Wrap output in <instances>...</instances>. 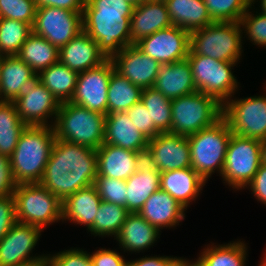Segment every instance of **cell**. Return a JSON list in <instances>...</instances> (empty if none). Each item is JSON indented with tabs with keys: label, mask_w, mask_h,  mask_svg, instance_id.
Here are the masks:
<instances>
[{
	"label": "cell",
	"mask_w": 266,
	"mask_h": 266,
	"mask_svg": "<svg viewBox=\"0 0 266 266\" xmlns=\"http://www.w3.org/2000/svg\"><path fill=\"white\" fill-rule=\"evenodd\" d=\"M97 171L96 150L56 138L40 184L63 202L94 185Z\"/></svg>",
	"instance_id": "6da1fadb"
},
{
	"label": "cell",
	"mask_w": 266,
	"mask_h": 266,
	"mask_svg": "<svg viewBox=\"0 0 266 266\" xmlns=\"http://www.w3.org/2000/svg\"><path fill=\"white\" fill-rule=\"evenodd\" d=\"M134 6L125 0H86L82 13L83 31L111 59L130 45V18Z\"/></svg>",
	"instance_id": "7a4b0ae2"
},
{
	"label": "cell",
	"mask_w": 266,
	"mask_h": 266,
	"mask_svg": "<svg viewBox=\"0 0 266 266\" xmlns=\"http://www.w3.org/2000/svg\"><path fill=\"white\" fill-rule=\"evenodd\" d=\"M55 139L53 126H26L10 157L17 184L40 183Z\"/></svg>",
	"instance_id": "3957f363"
},
{
	"label": "cell",
	"mask_w": 266,
	"mask_h": 266,
	"mask_svg": "<svg viewBox=\"0 0 266 266\" xmlns=\"http://www.w3.org/2000/svg\"><path fill=\"white\" fill-rule=\"evenodd\" d=\"M106 115L71 102L61 103L53 125L55 137L97 150L105 137Z\"/></svg>",
	"instance_id": "277c9868"
},
{
	"label": "cell",
	"mask_w": 266,
	"mask_h": 266,
	"mask_svg": "<svg viewBox=\"0 0 266 266\" xmlns=\"http://www.w3.org/2000/svg\"><path fill=\"white\" fill-rule=\"evenodd\" d=\"M232 132L222 117L208 128L187 137L190 144L191 168L205 182L217 171L221 176Z\"/></svg>",
	"instance_id": "5b68a950"
},
{
	"label": "cell",
	"mask_w": 266,
	"mask_h": 266,
	"mask_svg": "<svg viewBox=\"0 0 266 266\" xmlns=\"http://www.w3.org/2000/svg\"><path fill=\"white\" fill-rule=\"evenodd\" d=\"M242 37L239 22H213L190 33L188 55H203L223 62L238 63L243 51Z\"/></svg>",
	"instance_id": "8992f818"
},
{
	"label": "cell",
	"mask_w": 266,
	"mask_h": 266,
	"mask_svg": "<svg viewBox=\"0 0 266 266\" xmlns=\"http://www.w3.org/2000/svg\"><path fill=\"white\" fill-rule=\"evenodd\" d=\"M172 125L168 133L190 136L222 118L223 105L200 91L171 100Z\"/></svg>",
	"instance_id": "52a82bcc"
},
{
	"label": "cell",
	"mask_w": 266,
	"mask_h": 266,
	"mask_svg": "<svg viewBox=\"0 0 266 266\" xmlns=\"http://www.w3.org/2000/svg\"><path fill=\"white\" fill-rule=\"evenodd\" d=\"M13 197L18 223L44 230L62 220V201L40 183L18 184Z\"/></svg>",
	"instance_id": "ba28073f"
},
{
	"label": "cell",
	"mask_w": 266,
	"mask_h": 266,
	"mask_svg": "<svg viewBox=\"0 0 266 266\" xmlns=\"http://www.w3.org/2000/svg\"><path fill=\"white\" fill-rule=\"evenodd\" d=\"M197 91L214 97L224 105L238 90L232 69L237 63L223 62L203 55H188Z\"/></svg>",
	"instance_id": "9c48e42d"
},
{
	"label": "cell",
	"mask_w": 266,
	"mask_h": 266,
	"mask_svg": "<svg viewBox=\"0 0 266 266\" xmlns=\"http://www.w3.org/2000/svg\"><path fill=\"white\" fill-rule=\"evenodd\" d=\"M261 163V141L232 133L221 173L224 184L237 190L245 189Z\"/></svg>",
	"instance_id": "30bf717a"
},
{
	"label": "cell",
	"mask_w": 266,
	"mask_h": 266,
	"mask_svg": "<svg viewBox=\"0 0 266 266\" xmlns=\"http://www.w3.org/2000/svg\"><path fill=\"white\" fill-rule=\"evenodd\" d=\"M222 117L233 134L263 140L266 138V95L229 99Z\"/></svg>",
	"instance_id": "8fae6325"
},
{
	"label": "cell",
	"mask_w": 266,
	"mask_h": 266,
	"mask_svg": "<svg viewBox=\"0 0 266 266\" xmlns=\"http://www.w3.org/2000/svg\"><path fill=\"white\" fill-rule=\"evenodd\" d=\"M82 13L56 7L37 8L33 32L60 49L83 31Z\"/></svg>",
	"instance_id": "7c38bea8"
},
{
	"label": "cell",
	"mask_w": 266,
	"mask_h": 266,
	"mask_svg": "<svg viewBox=\"0 0 266 266\" xmlns=\"http://www.w3.org/2000/svg\"><path fill=\"white\" fill-rule=\"evenodd\" d=\"M114 70L112 60L107 59L95 68L78 73L75 92L70 102L107 115L108 86Z\"/></svg>",
	"instance_id": "4fadbf2b"
},
{
	"label": "cell",
	"mask_w": 266,
	"mask_h": 266,
	"mask_svg": "<svg viewBox=\"0 0 266 266\" xmlns=\"http://www.w3.org/2000/svg\"><path fill=\"white\" fill-rule=\"evenodd\" d=\"M145 160L160 173L191 167L190 144L186 136L160 133L149 140Z\"/></svg>",
	"instance_id": "5bb4252c"
},
{
	"label": "cell",
	"mask_w": 266,
	"mask_h": 266,
	"mask_svg": "<svg viewBox=\"0 0 266 266\" xmlns=\"http://www.w3.org/2000/svg\"><path fill=\"white\" fill-rule=\"evenodd\" d=\"M14 103L19 117L26 126H53L61 105L37 79L24 89ZM49 118L51 124L48 122Z\"/></svg>",
	"instance_id": "9a60e30c"
},
{
	"label": "cell",
	"mask_w": 266,
	"mask_h": 266,
	"mask_svg": "<svg viewBox=\"0 0 266 266\" xmlns=\"http://www.w3.org/2000/svg\"><path fill=\"white\" fill-rule=\"evenodd\" d=\"M161 65L187 58L190 51V33L172 25L145 37L135 44Z\"/></svg>",
	"instance_id": "2e32d148"
},
{
	"label": "cell",
	"mask_w": 266,
	"mask_h": 266,
	"mask_svg": "<svg viewBox=\"0 0 266 266\" xmlns=\"http://www.w3.org/2000/svg\"><path fill=\"white\" fill-rule=\"evenodd\" d=\"M42 231L39 227L16 222L0 240V266L46 261L48 254L30 256Z\"/></svg>",
	"instance_id": "e0dca14e"
},
{
	"label": "cell",
	"mask_w": 266,
	"mask_h": 266,
	"mask_svg": "<svg viewBox=\"0 0 266 266\" xmlns=\"http://www.w3.org/2000/svg\"><path fill=\"white\" fill-rule=\"evenodd\" d=\"M111 60L116 72L141 89L154 86L161 66L158 61L150 58L135 44L123 48Z\"/></svg>",
	"instance_id": "ac0fdd59"
},
{
	"label": "cell",
	"mask_w": 266,
	"mask_h": 266,
	"mask_svg": "<svg viewBox=\"0 0 266 266\" xmlns=\"http://www.w3.org/2000/svg\"><path fill=\"white\" fill-rule=\"evenodd\" d=\"M97 177L127 180L145 160V154L103 143L97 150Z\"/></svg>",
	"instance_id": "d6986e66"
},
{
	"label": "cell",
	"mask_w": 266,
	"mask_h": 266,
	"mask_svg": "<svg viewBox=\"0 0 266 266\" xmlns=\"http://www.w3.org/2000/svg\"><path fill=\"white\" fill-rule=\"evenodd\" d=\"M130 22V45L173 25L165 1L159 0H144L134 7Z\"/></svg>",
	"instance_id": "ffe728a7"
},
{
	"label": "cell",
	"mask_w": 266,
	"mask_h": 266,
	"mask_svg": "<svg viewBox=\"0 0 266 266\" xmlns=\"http://www.w3.org/2000/svg\"><path fill=\"white\" fill-rule=\"evenodd\" d=\"M106 60L98 43L84 31L59 49V61L77 73L95 68Z\"/></svg>",
	"instance_id": "44dd1931"
},
{
	"label": "cell",
	"mask_w": 266,
	"mask_h": 266,
	"mask_svg": "<svg viewBox=\"0 0 266 266\" xmlns=\"http://www.w3.org/2000/svg\"><path fill=\"white\" fill-rule=\"evenodd\" d=\"M104 143L145 154L149 139L132 123L126 112L106 115Z\"/></svg>",
	"instance_id": "7402d4cb"
},
{
	"label": "cell",
	"mask_w": 266,
	"mask_h": 266,
	"mask_svg": "<svg viewBox=\"0 0 266 266\" xmlns=\"http://www.w3.org/2000/svg\"><path fill=\"white\" fill-rule=\"evenodd\" d=\"M185 211L186 209L172 196L159 189L145 201L138 213L161 231L165 227L167 229L179 225L185 219Z\"/></svg>",
	"instance_id": "603a6c76"
},
{
	"label": "cell",
	"mask_w": 266,
	"mask_h": 266,
	"mask_svg": "<svg viewBox=\"0 0 266 266\" xmlns=\"http://www.w3.org/2000/svg\"><path fill=\"white\" fill-rule=\"evenodd\" d=\"M153 87L170 100L196 92L187 58L161 65Z\"/></svg>",
	"instance_id": "cb8c5ba5"
},
{
	"label": "cell",
	"mask_w": 266,
	"mask_h": 266,
	"mask_svg": "<svg viewBox=\"0 0 266 266\" xmlns=\"http://www.w3.org/2000/svg\"><path fill=\"white\" fill-rule=\"evenodd\" d=\"M206 182L191 167L162 172L160 189L166 191L186 210L190 202L200 195Z\"/></svg>",
	"instance_id": "d4e9b609"
},
{
	"label": "cell",
	"mask_w": 266,
	"mask_h": 266,
	"mask_svg": "<svg viewBox=\"0 0 266 266\" xmlns=\"http://www.w3.org/2000/svg\"><path fill=\"white\" fill-rule=\"evenodd\" d=\"M36 79L37 74L17 55L5 56L0 69V101L14 102Z\"/></svg>",
	"instance_id": "484cf974"
},
{
	"label": "cell",
	"mask_w": 266,
	"mask_h": 266,
	"mask_svg": "<svg viewBox=\"0 0 266 266\" xmlns=\"http://www.w3.org/2000/svg\"><path fill=\"white\" fill-rule=\"evenodd\" d=\"M160 232L139 213H129L114 239L118 241L124 252L140 253L154 246L153 244L161 235Z\"/></svg>",
	"instance_id": "4316f807"
},
{
	"label": "cell",
	"mask_w": 266,
	"mask_h": 266,
	"mask_svg": "<svg viewBox=\"0 0 266 266\" xmlns=\"http://www.w3.org/2000/svg\"><path fill=\"white\" fill-rule=\"evenodd\" d=\"M160 172L146 160L139 169L126 180V209L138 213L145 201L160 189Z\"/></svg>",
	"instance_id": "83f0119b"
},
{
	"label": "cell",
	"mask_w": 266,
	"mask_h": 266,
	"mask_svg": "<svg viewBox=\"0 0 266 266\" xmlns=\"http://www.w3.org/2000/svg\"><path fill=\"white\" fill-rule=\"evenodd\" d=\"M101 202L94 185L78 190L62 202V222L67 219L86 226L88 230L93 225Z\"/></svg>",
	"instance_id": "f1b7e54d"
},
{
	"label": "cell",
	"mask_w": 266,
	"mask_h": 266,
	"mask_svg": "<svg viewBox=\"0 0 266 266\" xmlns=\"http://www.w3.org/2000/svg\"><path fill=\"white\" fill-rule=\"evenodd\" d=\"M170 20L191 33L213 23L203 0H166Z\"/></svg>",
	"instance_id": "f546056e"
},
{
	"label": "cell",
	"mask_w": 266,
	"mask_h": 266,
	"mask_svg": "<svg viewBox=\"0 0 266 266\" xmlns=\"http://www.w3.org/2000/svg\"><path fill=\"white\" fill-rule=\"evenodd\" d=\"M17 56L38 75L59 61V49L42 36L32 32L21 46Z\"/></svg>",
	"instance_id": "4dcf8cb0"
},
{
	"label": "cell",
	"mask_w": 266,
	"mask_h": 266,
	"mask_svg": "<svg viewBox=\"0 0 266 266\" xmlns=\"http://www.w3.org/2000/svg\"><path fill=\"white\" fill-rule=\"evenodd\" d=\"M78 73L62 64L54 63L37 75L40 81L60 103L70 102L76 88Z\"/></svg>",
	"instance_id": "1f68e13d"
},
{
	"label": "cell",
	"mask_w": 266,
	"mask_h": 266,
	"mask_svg": "<svg viewBox=\"0 0 266 266\" xmlns=\"http://www.w3.org/2000/svg\"><path fill=\"white\" fill-rule=\"evenodd\" d=\"M142 89L115 70L108 86L107 114L125 112L141 100Z\"/></svg>",
	"instance_id": "d6a6232c"
},
{
	"label": "cell",
	"mask_w": 266,
	"mask_h": 266,
	"mask_svg": "<svg viewBox=\"0 0 266 266\" xmlns=\"http://www.w3.org/2000/svg\"><path fill=\"white\" fill-rule=\"evenodd\" d=\"M26 128L14 102L0 101V154L11 157Z\"/></svg>",
	"instance_id": "836d02e7"
},
{
	"label": "cell",
	"mask_w": 266,
	"mask_h": 266,
	"mask_svg": "<svg viewBox=\"0 0 266 266\" xmlns=\"http://www.w3.org/2000/svg\"><path fill=\"white\" fill-rule=\"evenodd\" d=\"M247 246L242 241L207 245L199 258L206 266H246Z\"/></svg>",
	"instance_id": "e575fe53"
},
{
	"label": "cell",
	"mask_w": 266,
	"mask_h": 266,
	"mask_svg": "<svg viewBox=\"0 0 266 266\" xmlns=\"http://www.w3.org/2000/svg\"><path fill=\"white\" fill-rule=\"evenodd\" d=\"M128 214L126 207L102 201L98 207L93 225L88 229V232L99 237L109 235L116 237Z\"/></svg>",
	"instance_id": "d590c367"
},
{
	"label": "cell",
	"mask_w": 266,
	"mask_h": 266,
	"mask_svg": "<svg viewBox=\"0 0 266 266\" xmlns=\"http://www.w3.org/2000/svg\"><path fill=\"white\" fill-rule=\"evenodd\" d=\"M141 102L150 114V121L162 132L170 131L172 125L171 100L154 87L142 89Z\"/></svg>",
	"instance_id": "8d00e7d4"
},
{
	"label": "cell",
	"mask_w": 266,
	"mask_h": 266,
	"mask_svg": "<svg viewBox=\"0 0 266 266\" xmlns=\"http://www.w3.org/2000/svg\"><path fill=\"white\" fill-rule=\"evenodd\" d=\"M32 32L33 28L30 24L0 18V53L4 56L17 55Z\"/></svg>",
	"instance_id": "74e56055"
},
{
	"label": "cell",
	"mask_w": 266,
	"mask_h": 266,
	"mask_svg": "<svg viewBox=\"0 0 266 266\" xmlns=\"http://www.w3.org/2000/svg\"><path fill=\"white\" fill-rule=\"evenodd\" d=\"M213 22H239L251 0H203Z\"/></svg>",
	"instance_id": "f35d334b"
},
{
	"label": "cell",
	"mask_w": 266,
	"mask_h": 266,
	"mask_svg": "<svg viewBox=\"0 0 266 266\" xmlns=\"http://www.w3.org/2000/svg\"><path fill=\"white\" fill-rule=\"evenodd\" d=\"M34 0H0L1 18L17 20L33 27L36 16Z\"/></svg>",
	"instance_id": "ab89813d"
},
{
	"label": "cell",
	"mask_w": 266,
	"mask_h": 266,
	"mask_svg": "<svg viewBox=\"0 0 266 266\" xmlns=\"http://www.w3.org/2000/svg\"><path fill=\"white\" fill-rule=\"evenodd\" d=\"M94 186L102 201L126 207L127 186L125 180L96 177Z\"/></svg>",
	"instance_id": "60d3db41"
},
{
	"label": "cell",
	"mask_w": 266,
	"mask_h": 266,
	"mask_svg": "<svg viewBox=\"0 0 266 266\" xmlns=\"http://www.w3.org/2000/svg\"><path fill=\"white\" fill-rule=\"evenodd\" d=\"M250 9L253 10L252 5L239 21L242 31L244 30L242 33H246L254 45L266 47V15L258 12L252 14Z\"/></svg>",
	"instance_id": "b9f144b4"
},
{
	"label": "cell",
	"mask_w": 266,
	"mask_h": 266,
	"mask_svg": "<svg viewBox=\"0 0 266 266\" xmlns=\"http://www.w3.org/2000/svg\"><path fill=\"white\" fill-rule=\"evenodd\" d=\"M132 123L144 134L149 140L162 133L154 124L150 121V114L147 108L143 105L141 100L135 103L132 107L125 111Z\"/></svg>",
	"instance_id": "7bdbcfd3"
},
{
	"label": "cell",
	"mask_w": 266,
	"mask_h": 266,
	"mask_svg": "<svg viewBox=\"0 0 266 266\" xmlns=\"http://www.w3.org/2000/svg\"><path fill=\"white\" fill-rule=\"evenodd\" d=\"M47 260L53 266H90L91 257L90 252L88 253L84 249L71 248L51 256L49 254Z\"/></svg>",
	"instance_id": "ee69618b"
},
{
	"label": "cell",
	"mask_w": 266,
	"mask_h": 266,
	"mask_svg": "<svg viewBox=\"0 0 266 266\" xmlns=\"http://www.w3.org/2000/svg\"><path fill=\"white\" fill-rule=\"evenodd\" d=\"M17 222L13 196L0 197V240Z\"/></svg>",
	"instance_id": "f6af8a7d"
},
{
	"label": "cell",
	"mask_w": 266,
	"mask_h": 266,
	"mask_svg": "<svg viewBox=\"0 0 266 266\" xmlns=\"http://www.w3.org/2000/svg\"><path fill=\"white\" fill-rule=\"evenodd\" d=\"M17 185L12 173L10 158L0 154V197L13 196Z\"/></svg>",
	"instance_id": "bcb514c9"
},
{
	"label": "cell",
	"mask_w": 266,
	"mask_h": 266,
	"mask_svg": "<svg viewBox=\"0 0 266 266\" xmlns=\"http://www.w3.org/2000/svg\"><path fill=\"white\" fill-rule=\"evenodd\" d=\"M90 266H126L127 260L115 250L101 248L90 254Z\"/></svg>",
	"instance_id": "7dc6e473"
},
{
	"label": "cell",
	"mask_w": 266,
	"mask_h": 266,
	"mask_svg": "<svg viewBox=\"0 0 266 266\" xmlns=\"http://www.w3.org/2000/svg\"><path fill=\"white\" fill-rule=\"evenodd\" d=\"M254 197L266 205V164L261 163L252 181L246 186Z\"/></svg>",
	"instance_id": "c3c4849f"
},
{
	"label": "cell",
	"mask_w": 266,
	"mask_h": 266,
	"mask_svg": "<svg viewBox=\"0 0 266 266\" xmlns=\"http://www.w3.org/2000/svg\"><path fill=\"white\" fill-rule=\"evenodd\" d=\"M180 257L172 256H143L140 259L126 262V266H177Z\"/></svg>",
	"instance_id": "681fc988"
},
{
	"label": "cell",
	"mask_w": 266,
	"mask_h": 266,
	"mask_svg": "<svg viewBox=\"0 0 266 266\" xmlns=\"http://www.w3.org/2000/svg\"><path fill=\"white\" fill-rule=\"evenodd\" d=\"M37 8L56 7L73 12H83L86 0H34Z\"/></svg>",
	"instance_id": "f907efd6"
},
{
	"label": "cell",
	"mask_w": 266,
	"mask_h": 266,
	"mask_svg": "<svg viewBox=\"0 0 266 266\" xmlns=\"http://www.w3.org/2000/svg\"><path fill=\"white\" fill-rule=\"evenodd\" d=\"M177 266H206L203 261L198 257L197 260L194 262L190 261L189 259L187 260L186 258H181L179 259V262Z\"/></svg>",
	"instance_id": "816d5d0a"
},
{
	"label": "cell",
	"mask_w": 266,
	"mask_h": 266,
	"mask_svg": "<svg viewBox=\"0 0 266 266\" xmlns=\"http://www.w3.org/2000/svg\"><path fill=\"white\" fill-rule=\"evenodd\" d=\"M262 163L266 164V138L261 140Z\"/></svg>",
	"instance_id": "f5cc1de1"
},
{
	"label": "cell",
	"mask_w": 266,
	"mask_h": 266,
	"mask_svg": "<svg viewBox=\"0 0 266 266\" xmlns=\"http://www.w3.org/2000/svg\"><path fill=\"white\" fill-rule=\"evenodd\" d=\"M256 2H258V0H251V5L254 6L253 4H255ZM261 4H260V11L259 13H262V14H265L266 15V0H260L259 1Z\"/></svg>",
	"instance_id": "db71d44e"
},
{
	"label": "cell",
	"mask_w": 266,
	"mask_h": 266,
	"mask_svg": "<svg viewBox=\"0 0 266 266\" xmlns=\"http://www.w3.org/2000/svg\"><path fill=\"white\" fill-rule=\"evenodd\" d=\"M42 262H28V263H23L19 265H14V266H40Z\"/></svg>",
	"instance_id": "11a10c76"
},
{
	"label": "cell",
	"mask_w": 266,
	"mask_h": 266,
	"mask_svg": "<svg viewBox=\"0 0 266 266\" xmlns=\"http://www.w3.org/2000/svg\"><path fill=\"white\" fill-rule=\"evenodd\" d=\"M126 2L132 4L134 7L138 6L143 0H125Z\"/></svg>",
	"instance_id": "9f6ffc18"
},
{
	"label": "cell",
	"mask_w": 266,
	"mask_h": 266,
	"mask_svg": "<svg viewBox=\"0 0 266 266\" xmlns=\"http://www.w3.org/2000/svg\"><path fill=\"white\" fill-rule=\"evenodd\" d=\"M40 266H53L48 260L42 262Z\"/></svg>",
	"instance_id": "6f0895ef"
},
{
	"label": "cell",
	"mask_w": 266,
	"mask_h": 266,
	"mask_svg": "<svg viewBox=\"0 0 266 266\" xmlns=\"http://www.w3.org/2000/svg\"><path fill=\"white\" fill-rule=\"evenodd\" d=\"M259 266H266V256H264L262 262L259 264Z\"/></svg>",
	"instance_id": "680465c9"
},
{
	"label": "cell",
	"mask_w": 266,
	"mask_h": 266,
	"mask_svg": "<svg viewBox=\"0 0 266 266\" xmlns=\"http://www.w3.org/2000/svg\"><path fill=\"white\" fill-rule=\"evenodd\" d=\"M5 56L3 55V54H1L0 53V69H1V64H2V61H3V58H4Z\"/></svg>",
	"instance_id": "91938a15"
}]
</instances>
